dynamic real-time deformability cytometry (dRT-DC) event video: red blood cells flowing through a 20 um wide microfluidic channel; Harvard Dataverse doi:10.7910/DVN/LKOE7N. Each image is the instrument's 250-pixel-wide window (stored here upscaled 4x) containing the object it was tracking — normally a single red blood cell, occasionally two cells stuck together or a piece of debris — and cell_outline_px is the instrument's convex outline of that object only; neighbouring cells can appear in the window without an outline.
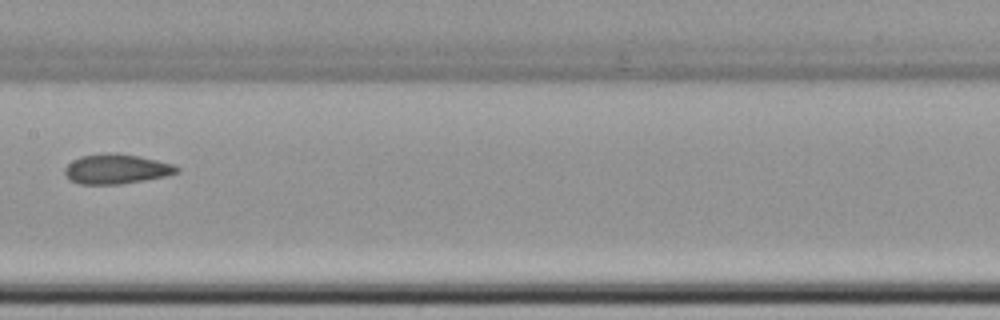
{"species": "common noctule bat (a hibernating species)", "species_latin": "Nyctalus noctula", "temperature_condition": "cold", "stored_images_in_passage": 11, "camera_frame_rate_fps": 3000, "um_per_image_px": 0.085, "animal": {"sex": "female", "body_mass_g": 22.7, "forearm_length_mm": 54.2}, "frame": {"image": 1, "passage_image": 8, "time_ms": 9.333, "image_size_px": [1000, 320], "cell_outline_px": [[180, 172], [164, 176], [144, 180], [120, 184], [80, 184], [68, 180], [64, 172], [64, 168], [72, 160], [80, 156], [112, 152], [116, 152], [156, 160], [172, 164], [180, 168]], "centroid_in_image_um": [9.85, 14.36], "position_along_channel_um": 197.6, "area_um2": 19.42}}